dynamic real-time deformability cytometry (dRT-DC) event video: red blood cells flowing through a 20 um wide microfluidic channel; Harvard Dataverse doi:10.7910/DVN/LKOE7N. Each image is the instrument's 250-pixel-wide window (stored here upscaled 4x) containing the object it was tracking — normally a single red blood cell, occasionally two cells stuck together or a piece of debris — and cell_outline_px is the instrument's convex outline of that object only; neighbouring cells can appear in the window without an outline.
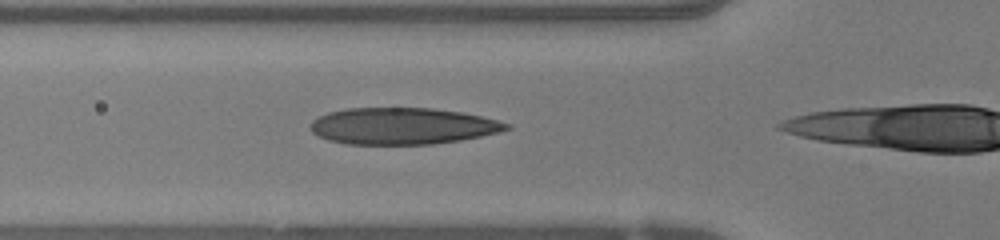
{"species": "human", "species_latin": "Homo sapiens", "temperature_condition": "warm", "stored_images_in_passage": 34, "camera_frame_rate_fps": 3000, "um_per_image_px": 0.085, "donor": {"sex": "female"}, "frame": {"image": 1, "passage_image": 11, "time_ms": 3.333, "image_size_px": [1000, 240], "cell_outline_px": [[512, 128], [500, 132], [460, 140], [432, 144], [348, 144], [328, 140], [316, 136], [312, 132], [312, 120], [328, 112], [348, 108], [432, 108], [460, 112], [480, 116], [512, 124]], "centroid_in_image_um": [34.22, 10.71], "position_along_channel_um": 91.6, "area_um2": 41.73}}
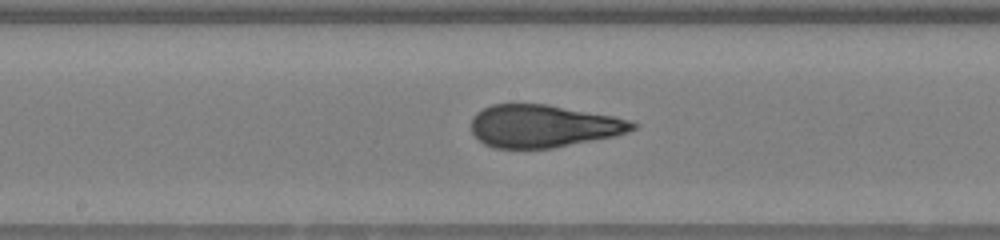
{"frame": {"image": 2, "passage_image": 19, "time_ms": 6.0, "image_size_px": [1000, 240], "cell_outline_px": [[640, 124], [636, 128], [628, 132], [616, 136], [552, 148], [496, 148], [484, 144], [472, 132], [472, 116], [476, 112], [492, 104], [548, 104], [612, 116], [628, 120]], "centroid_in_image_um": [46.19, 10.71], "position_along_channel_um": 202.0, "area_um2": 40.0}}
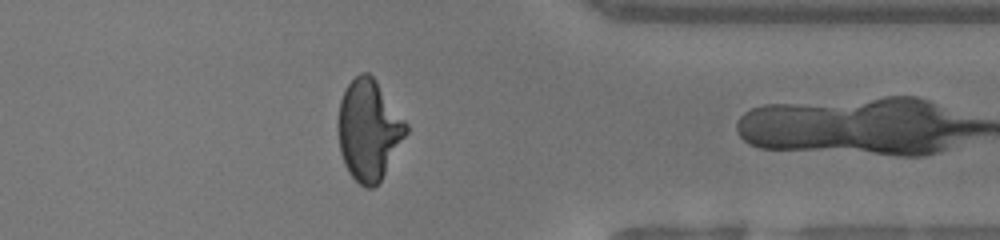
{"frame": {"image": 3, "passage_image": 33, "time_ms": 10.667, "image_size_px": [1000, 240], "cell_outline_px": [[408, 132], [380, 180], [372, 188], [364, 188], [348, 172], [344, 164], [340, 152], [336, 124], [340, 100], [348, 84], [360, 72], [368, 72], [376, 80], [408, 124]], "centroid_in_image_um": [31.32, 11.04], "position_along_channel_um": 380.1, "area_um2": 39.82}}